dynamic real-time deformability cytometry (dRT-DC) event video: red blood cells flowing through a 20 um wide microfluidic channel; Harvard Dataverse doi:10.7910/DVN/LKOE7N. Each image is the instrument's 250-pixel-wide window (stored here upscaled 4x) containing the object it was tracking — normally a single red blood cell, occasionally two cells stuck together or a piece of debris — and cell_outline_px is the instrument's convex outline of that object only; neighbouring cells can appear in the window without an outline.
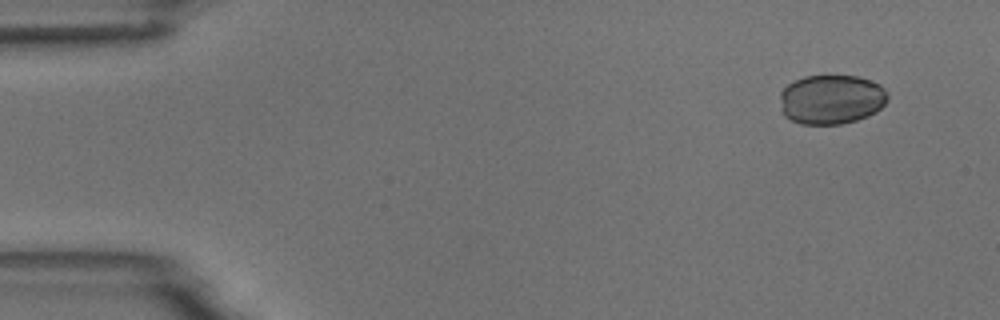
{"species": "common noctule bat (a hibernating species)", "species_latin": "Nyctalus noctula", "temperature_condition": "room temperature", "stored_images_in_passage": 6, "camera_frame_rate_fps": 3000, "um_per_image_px": 0.085, "animal": {"sex": "male", "body_mass_g": 18.8}, "frame": {"image": 1, "passage_image": 2, "time_ms": 1.0, "image_size_px": [1000, 320], "cell_outline_px": [[888, 100], [876, 112], [868, 116], [856, 120], [840, 124], [800, 124], [784, 116], [780, 108], [780, 92], [788, 84], [804, 76], [856, 76], [880, 84], [888, 92]], "centroid_in_image_um": [70.66, 8.45], "position_along_channel_um": 14.3, "area_um2": 31.21}}
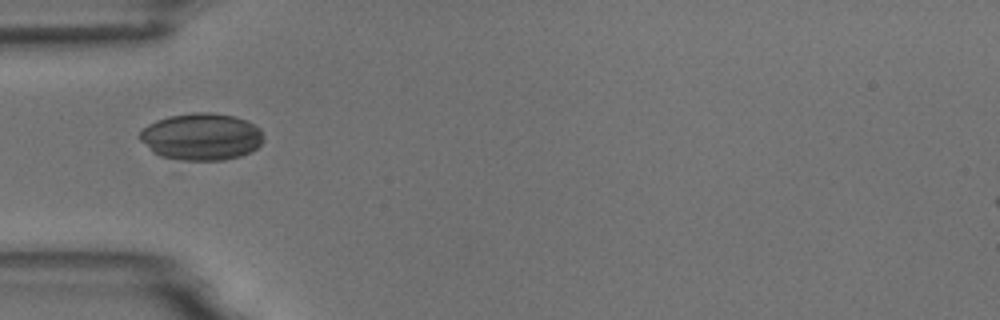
{"frame": {"image": 2, "passage_image": 5, "time_ms": 5.333, "image_size_px": [1000, 320], "cell_outline_px": [[264, 140], [252, 152], [240, 156], [224, 160], [180, 160], [160, 156], [152, 152], [136, 136], [148, 124], [156, 120], [168, 116], [192, 112], [208, 112], [232, 116], [244, 120], [260, 128]], "centroid_in_image_um": [17.08, 11.62], "position_along_channel_um": 67.9, "area_um2": 34.04}}